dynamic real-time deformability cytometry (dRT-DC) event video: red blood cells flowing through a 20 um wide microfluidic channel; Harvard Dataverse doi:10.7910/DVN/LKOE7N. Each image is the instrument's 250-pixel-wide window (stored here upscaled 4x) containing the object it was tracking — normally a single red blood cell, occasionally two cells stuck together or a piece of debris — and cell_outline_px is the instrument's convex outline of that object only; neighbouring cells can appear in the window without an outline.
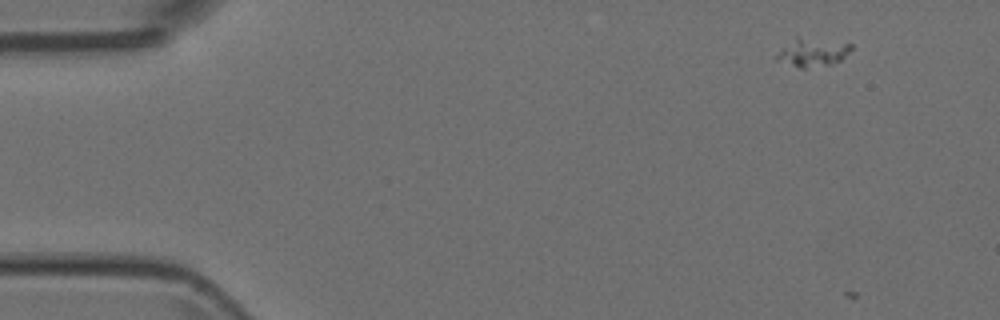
{"species": "Egyptian fruit bat (a non-hibernating species)", "species_latin": "Rousettus aegyptiacus", "temperature_condition": "room temperature", "stored_images_in_passage": 2, "camera_frame_rate_fps": 3000, "um_per_image_px": 0.085, "animal": {"sex": "female"}, "frame": {"image": 1, "passage_image": 1, "time_ms": 0.0, "image_size_px": [1000, 320], "cell_outline_px": [[852, 48], [840, 60], [828, 64], [804, 68], [776, 60], [776, 56], [796, 36], [800, 36], [852, 44]], "centroid_in_image_um": [69.08, 4.42], "position_along_channel_um": 15.9, "area_um2": 11.73}}